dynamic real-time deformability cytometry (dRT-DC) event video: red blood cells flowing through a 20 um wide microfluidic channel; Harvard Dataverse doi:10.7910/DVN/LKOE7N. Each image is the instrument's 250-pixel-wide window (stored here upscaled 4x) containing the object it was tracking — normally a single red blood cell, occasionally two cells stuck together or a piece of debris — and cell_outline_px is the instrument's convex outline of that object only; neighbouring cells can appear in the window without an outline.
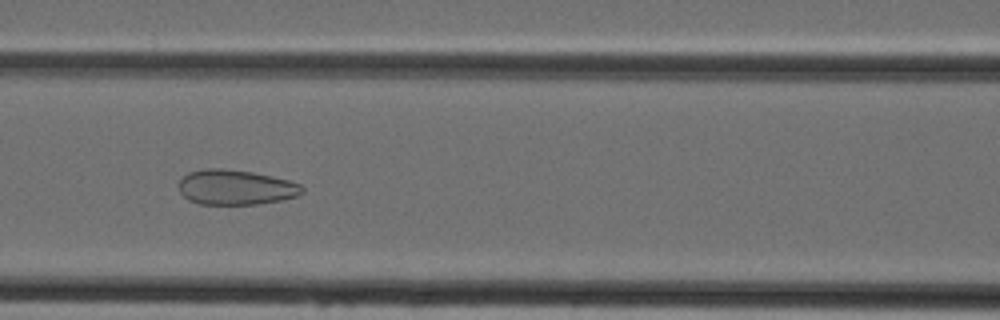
{"species": "Egyptian fruit bat (a non-hibernating species)", "species_latin": "Rousettus aegyptiacus", "temperature_condition": "cold", "stored_images_in_passage": 36, "camera_frame_rate_fps": 3000, "um_per_image_px": 0.085, "animal": {"sex": "female"}, "frame": {"image": 1, "passage_image": 10, "time_ms": 3.0, "image_size_px": [1000, 320], "cell_outline_px": [[304, 192], [296, 196], [284, 200], [260, 204], [200, 204], [188, 200], [180, 192], [180, 180], [188, 172], [208, 168], [220, 168], [252, 172], [272, 176], [288, 180], [300, 184], [304, 188]], "centroid_in_image_um": [20.06, 15.93], "position_along_channel_um": 146.5, "area_um2": 25.2}}
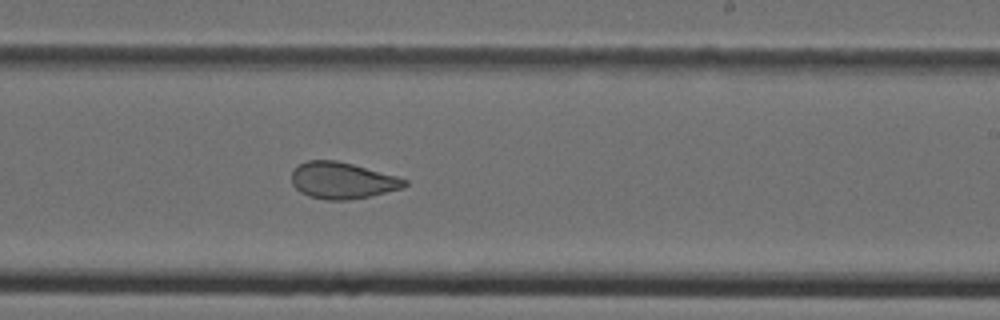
{"frame": {"image": 2, "passage_image": 18, "time_ms": 5.667, "image_size_px": [1000, 320], "cell_outline_px": [[408, 184], [404, 188], [368, 196], [348, 200], [328, 200], [308, 196], [300, 192], [292, 184], [292, 172], [300, 164], [308, 160], [336, 160], [352, 164], [396, 176], [408, 180]], "centroid_in_image_um": [29.1, 15.34], "position_along_channel_um": 259.9, "area_um2": 23.87}}
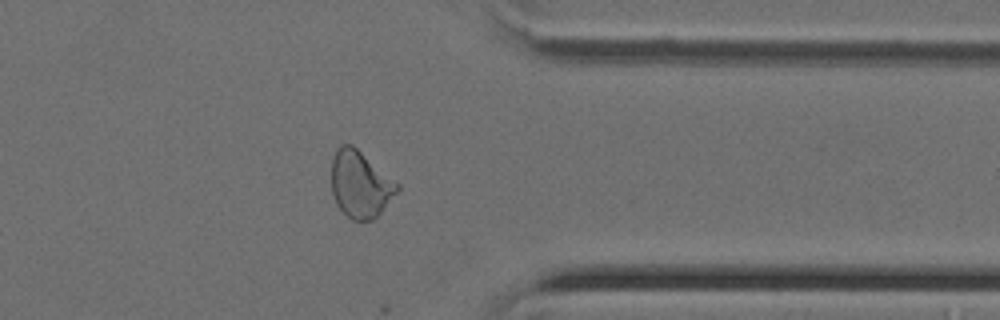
{"frame": {"image": 3, "passage_image": 27, "time_ms": 8.667, "image_size_px": [1000, 320], "cell_outline_px": [[400, 188], [380, 212], [372, 220], [352, 220], [336, 204], [332, 192], [332, 156], [336, 148], [340, 144], [352, 144], [400, 184]], "centroid_in_image_um": [30.61, 15.63], "position_along_channel_um": 380.8, "area_um2": 25.43}}